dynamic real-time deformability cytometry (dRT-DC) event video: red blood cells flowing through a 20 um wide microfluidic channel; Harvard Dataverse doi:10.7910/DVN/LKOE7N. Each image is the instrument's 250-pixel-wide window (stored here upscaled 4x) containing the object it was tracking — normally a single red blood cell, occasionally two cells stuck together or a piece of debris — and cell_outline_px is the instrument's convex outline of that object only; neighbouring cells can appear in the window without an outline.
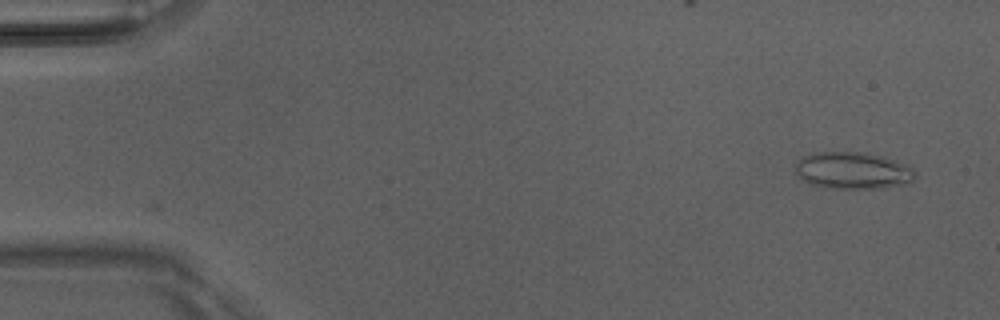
{"species": "Egyptian fruit bat (a non-hibernating species)", "species_latin": "Rousettus aegyptiacus", "temperature_condition": "room temperature", "stored_images_in_passage": 2, "camera_frame_rate_fps": 3000, "um_per_image_px": 0.085, "animal": {"sex": "male"}, "frame": {"image": 1, "passage_image": 2, "time_ms": 0.333, "image_size_px": [1000, 320], "cell_outline_px": [[916, 176], [912, 180], [904, 184], [880, 188], [824, 188], [808, 184], [796, 172], [796, 164], [804, 156], [812, 152], [864, 152], [896, 160], [908, 164], [912, 168]], "centroid_in_image_um": [72.49, 14.49], "position_along_channel_um": 12.5, "area_um2": 25.78}}